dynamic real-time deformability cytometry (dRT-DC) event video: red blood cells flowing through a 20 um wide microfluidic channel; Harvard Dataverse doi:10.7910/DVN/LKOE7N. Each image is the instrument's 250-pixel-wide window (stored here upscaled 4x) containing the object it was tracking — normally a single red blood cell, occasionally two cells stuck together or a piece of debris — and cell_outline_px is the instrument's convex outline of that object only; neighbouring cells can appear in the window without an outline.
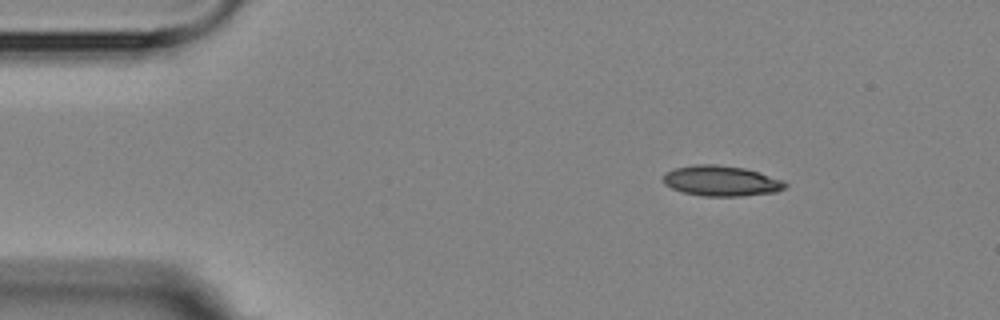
{"species": "Egyptian fruit bat (a non-hibernating species)", "species_latin": "Rousettus aegyptiacus", "temperature_condition": "room temperature", "stored_images_in_passage": 3, "camera_frame_rate_fps": 3000, "um_per_image_px": 0.085, "animal": {"sex": "female"}, "frame": {"image": 1, "passage_image": 1, "time_ms": 0.0, "image_size_px": [1000, 320], "cell_outline_px": [[788, 188], [776, 192], [740, 196], [704, 196], [684, 192], [672, 188], [664, 184], [664, 176], [672, 168], [692, 164], [716, 164], [744, 168], [760, 172], [784, 180], [788, 184]], "centroid_in_image_um": [61.35, 15.37], "position_along_channel_um": 23.6, "area_um2": 21.79}}
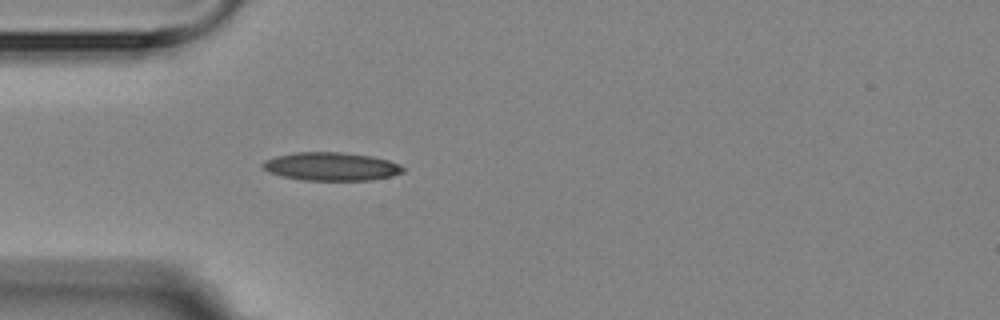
{"frame": {"image": 2, "passage_image": 3, "time_ms": 2.667, "image_size_px": [1000, 320], "cell_outline_px": [[404, 172], [392, 176], [372, 180], [304, 180], [280, 176], [268, 172], [260, 164], [264, 160], [276, 156], [296, 152], [340, 152], [372, 156], [388, 160], [400, 164], [404, 168]], "centroid_in_image_um": [28.15, 14.15], "position_along_channel_um": 56.9, "area_um2": 23.24}}